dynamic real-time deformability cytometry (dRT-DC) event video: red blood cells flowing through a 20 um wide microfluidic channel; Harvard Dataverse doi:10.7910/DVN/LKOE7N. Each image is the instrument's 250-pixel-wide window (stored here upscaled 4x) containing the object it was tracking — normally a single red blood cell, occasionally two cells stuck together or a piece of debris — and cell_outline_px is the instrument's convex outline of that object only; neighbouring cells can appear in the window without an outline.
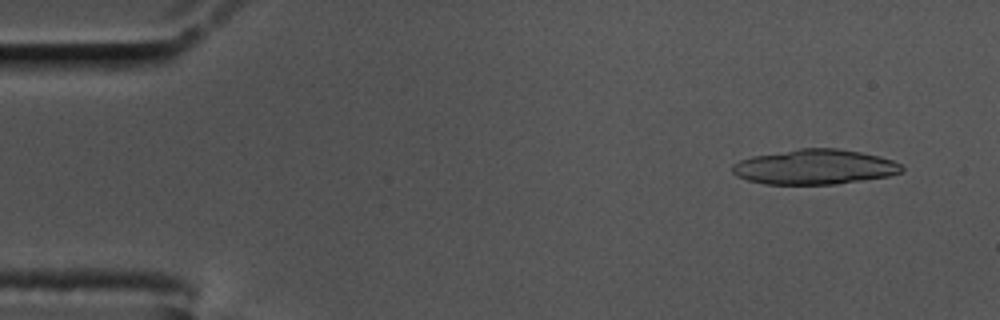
{"species": "common noctule bat (a hibernating species)", "species_latin": "Nyctalus noctula", "temperature_condition": "cold", "stored_images_in_passage": 19, "camera_frame_rate_fps": 3000, "um_per_image_px": 0.085, "animal": {"sex": "male", "body_mass_g": 17.5, "forearm_length_mm": 52.3}, "frame": {"image": 1, "passage_image": 4, "time_ms": 1.0, "image_size_px": [1000, 320], "cell_outline_px": [[904, 168], [900, 172], [888, 176], [836, 184], [764, 184], [748, 180], [736, 176], [732, 172], [732, 164], [740, 160], [752, 156], [800, 148], [840, 148], [880, 156], [892, 160], [900, 164]], "centroid_in_image_um": [69.22, 14.18], "position_along_channel_um": 15.8, "area_um2": 34.51}}